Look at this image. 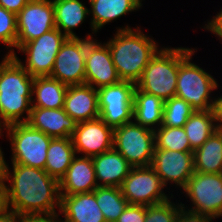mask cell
<instances>
[{"mask_svg":"<svg viewBox=\"0 0 222 222\" xmlns=\"http://www.w3.org/2000/svg\"><path fill=\"white\" fill-rule=\"evenodd\" d=\"M196 49L179 47V71L175 96L185 100L195 111L213 110V90L217 80L202 67L192 63Z\"/></svg>","mask_w":222,"mask_h":222,"instance_id":"cell-4","label":"cell"},{"mask_svg":"<svg viewBox=\"0 0 222 222\" xmlns=\"http://www.w3.org/2000/svg\"><path fill=\"white\" fill-rule=\"evenodd\" d=\"M68 86L50 76L34 77L32 107L58 109L64 107Z\"/></svg>","mask_w":222,"mask_h":222,"instance_id":"cell-26","label":"cell"},{"mask_svg":"<svg viewBox=\"0 0 222 222\" xmlns=\"http://www.w3.org/2000/svg\"><path fill=\"white\" fill-rule=\"evenodd\" d=\"M113 148L117 150L132 167L151 166L155 150L154 131L134 120L114 128Z\"/></svg>","mask_w":222,"mask_h":222,"instance_id":"cell-7","label":"cell"},{"mask_svg":"<svg viewBox=\"0 0 222 222\" xmlns=\"http://www.w3.org/2000/svg\"><path fill=\"white\" fill-rule=\"evenodd\" d=\"M86 38L85 84L98 89L121 81L107 43Z\"/></svg>","mask_w":222,"mask_h":222,"instance_id":"cell-15","label":"cell"},{"mask_svg":"<svg viewBox=\"0 0 222 222\" xmlns=\"http://www.w3.org/2000/svg\"><path fill=\"white\" fill-rule=\"evenodd\" d=\"M5 163L6 160L0 147V181H4Z\"/></svg>","mask_w":222,"mask_h":222,"instance_id":"cell-41","label":"cell"},{"mask_svg":"<svg viewBox=\"0 0 222 222\" xmlns=\"http://www.w3.org/2000/svg\"><path fill=\"white\" fill-rule=\"evenodd\" d=\"M16 49L56 28L51 0H30L16 15Z\"/></svg>","mask_w":222,"mask_h":222,"instance_id":"cell-13","label":"cell"},{"mask_svg":"<svg viewBox=\"0 0 222 222\" xmlns=\"http://www.w3.org/2000/svg\"><path fill=\"white\" fill-rule=\"evenodd\" d=\"M63 109L77 123L99 118L97 89L87 84L68 86Z\"/></svg>","mask_w":222,"mask_h":222,"instance_id":"cell-19","label":"cell"},{"mask_svg":"<svg viewBox=\"0 0 222 222\" xmlns=\"http://www.w3.org/2000/svg\"><path fill=\"white\" fill-rule=\"evenodd\" d=\"M180 214L178 216L177 222H213L214 217L203 215L201 213L186 210L185 204L181 202Z\"/></svg>","mask_w":222,"mask_h":222,"instance_id":"cell-35","label":"cell"},{"mask_svg":"<svg viewBox=\"0 0 222 222\" xmlns=\"http://www.w3.org/2000/svg\"><path fill=\"white\" fill-rule=\"evenodd\" d=\"M16 222H58V214H55V215H18Z\"/></svg>","mask_w":222,"mask_h":222,"instance_id":"cell-36","label":"cell"},{"mask_svg":"<svg viewBox=\"0 0 222 222\" xmlns=\"http://www.w3.org/2000/svg\"><path fill=\"white\" fill-rule=\"evenodd\" d=\"M145 219V205L128 204L116 222H144Z\"/></svg>","mask_w":222,"mask_h":222,"instance_id":"cell-34","label":"cell"},{"mask_svg":"<svg viewBox=\"0 0 222 222\" xmlns=\"http://www.w3.org/2000/svg\"><path fill=\"white\" fill-rule=\"evenodd\" d=\"M179 71V47H162L145 67L136 87L163 101L175 97Z\"/></svg>","mask_w":222,"mask_h":222,"instance_id":"cell-5","label":"cell"},{"mask_svg":"<svg viewBox=\"0 0 222 222\" xmlns=\"http://www.w3.org/2000/svg\"><path fill=\"white\" fill-rule=\"evenodd\" d=\"M11 164L12 170L5 163L6 206L17 216L59 214L56 211L57 208L60 211L59 181L43 169Z\"/></svg>","mask_w":222,"mask_h":222,"instance_id":"cell-1","label":"cell"},{"mask_svg":"<svg viewBox=\"0 0 222 222\" xmlns=\"http://www.w3.org/2000/svg\"><path fill=\"white\" fill-rule=\"evenodd\" d=\"M98 187L92 157L75 156L59 181L60 195L90 193Z\"/></svg>","mask_w":222,"mask_h":222,"instance_id":"cell-17","label":"cell"},{"mask_svg":"<svg viewBox=\"0 0 222 222\" xmlns=\"http://www.w3.org/2000/svg\"><path fill=\"white\" fill-rule=\"evenodd\" d=\"M17 215L7 206L0 211V222H16Z\"/></svg>","mask_w":222,"mask_h":222,"instance_id":"cell-39","label":"cell"},{"mask_svg":"<svg viewBox=\"0 0 222 222\" xmlns=\"http://www.w3.org/2000/svg\"><path fill=\"white\" fill-rule=\"evenodd\" d=\"M60 211L67 222H106L93 192L60 195Z\"/></svg>","mask_w":222,"mask_h":222,"instance_id":"cell-21","label":"cell"},{"mask_svg":"<svg viewBox=\"0 0 222 222\" xmlns=\"http://www.w3.org/2000/svg\"><path fill=\"white\" fill-rule=\"evenodd\" d=\"M95 177L100 187H119L132 166L114 148L92 157Z\"/></svg>","mask_w":222,"mask_h":222,"instance_id":"cell-20","label":"cell"},{"mask_svg":"<svg viewBox=\"0 0 222 222\" xmlns=\"http://www.w3.org/2000/svg\"><path fill=\"white\" fill-rule=\"evenodd\" d=\"M66 39L67 37L63 33L54 28L37 39L23 44L17 50L26 55L25 64L17 57L16 53L12 56L32 77L50 76L56 55Z\"/></svg>","mask_w":222,"mask_h":222,"instance_id":"cell-8","label":"cell"},{"mask_svg":"<svg viewBox=\"0 0 222 222\" xmlns=\"http://www.w3.org/2000/svg\"><path fill=\"white\" fill-rule=\"evenodd\" d=\"M27 123L51 138H71L77 126V122L63 108L32 107Z\"/></svg>","mask_w":222,"mask_h":222,"instance_id":"cell-18","label":"cell"},{"mask_svg":"<svg viewBox=\"0 0 222 222\" xmlns=\"http://www.w3.org/2000/svg\"><path fill=\"white\" fill-rule=\"evenodd\" d=\"M189 197L188 210L219 218L222 216V173L194 172L182 193ZM194 205V206H193Z\"/></svg>","mask_w":222,"mask_h":222,"instance_id":"cell-10","label":"cell"},{"mask_svg":"<svg viewBox=\"0 0 222 222\" xmlns=\"http://www.w3.org/2000/svg\"><path fill=\"white\" fill-rule=\"evenodd\" d=\"M183 128L193 151L200 148L218 129L213 110L195 111Z\"/></svg>","mask_w":222,"mask_h":222,"instance_id":"cell-28","label":"cell"},{"mask_svg":"<svg viewBox=\"0 0 222 222\" xmlns=\"http://www.w3.org/2000/svg\"><path fill=\"white\" fill-rule=\"evenodd\" d=\"M112 61L122 81L137 83L145 67L160 50L158 44L140 27L132 29L129 25L116 30L114 37L106 42Z\"/></svg>","mask_w":222,"mask_h":222,"instance_id":"cell-3","label":"cell"},{"mask_svg":"<svg viewBox=\"0 0 222 222\" xmlns=\"http://www.w3.org/2000/svg\"><path fill=\"white\" fill-rule=\"evenodd\" d=\"M165 202L146 206V219L144 222H177L180 214L181 202L173 203L171 198Z\"/></svg>","mask_w":222,"mask_h":222,"instance_id":"cell-32","label":"cell"},{"mask_svg":"<svg viewBox=\"0 0 222 222\" xmlns=\"http://www.w3.org/2000/svg\"><path fill=\"white\" fill-rule=\"evenodd\" d=\"M86 38L93 39V35L66 39L56 55L51 78L67 86L85 84Z\"/></svg>","mask_w":222,"mask_h":222,"instance_id":"cell-12","label":"cell"},{"mask_svg":"<svg viewBox=\"0 0 222 222\" xmlns=\"http://www.w3.org/2000/svg\"><path fill=\"white\" fill-rule=\"evenodd\" d=\"M135 87V83L121 80L98 88L99 118L113 129L131 122Z\"/></svg>","mask_w":222,"mask_h":222,"instance_id":"cell-9","label":"cell"},{"mask_svg":"<svg viewBox=\"0 0 222 222\" xmlns=\"http://www.w3.org/2000/svg\"><path fill=\"white\" fill-rule=\"evenodd\" d=\"M3 132L1 131V129H0V137L2 136V135H4V134H2Z\"/></svg>","mask_w":222,"mask_h":222,"instance_id":"cell-43","label":"cell"},{"mask_svg":"<svg viewBox=\"0 0 222 222\" xmlns=\"http://www.w3.org/2000/svg\"><path fill=\"white\" fill-rule=\"evenodd\" d=\"M155 148L193 152L183 127L160 126L154 131Z\"/></svg>","mask_w":222,"mask_h":222,"instance_id":"cell-30","label":"cell"},{"mask_svg":"<svg viewBox=\"0 0 222 222\" xmlns=\"http://www.w3.org/2000/svg\"><path fill=\"white\" fill-rule=\"evenodd\" d=\"M6 207L4 182L0 181V211Z\"/></svg>","mask_w":222,"mask_h":222,"instance_id":"cell-40","label":"cell"},{"mask_svg":"<svg viewBox=\"0 0 222 222\" xmlns=\"http://www.w3.org/2000/svg\"><path fill=\"white\" fill-rule=\"evenodd\" d=\"M91 9L89 14H92L91 29L92 34L98 32L107 23L125 16L129 12L137 11L142 7L143 0H88Z\"/></svg>","mask_w":222,"mask_h":222,"instance_id":"cell-22","label":"cell"},{"mask_svg":"<svg viewBox=\"0 0 222 222\" xmlns=\"http://www.w3.org/2000/svg\"><path fill=\"white\" fill-rule=\"evenodd\" d=\"M17 39L16 14L0 6V42L6 45L8 55H14Z\"/></svg>","mask_w":222,"mask_h":222,"instance_id":"cell-33","label":"cell"},{"mask_svg":"<svg viewBox=\"0 0 222 222\" xmlns=\"http://www.w3.org/2000/svg\"><path fill=\"white\" fill-rule=\"evenodd\" d=\"M93 193L106 222H116L129 204L119 187L98 186Z\"/></svg>","mask_w":222,"mask_h":222,"instance_id":"cell-29","label":"cell"},{"mask_svg":"<svg viewBox=\"0 0 222 222\" xmlns=\"http://www.w3.org/2000/svg\"><path fill=\"white\" fill-rule=\"evenodd\" d=\"M151 167L159 175L165 188L172 182L183 190L195 172L193 152L155 148Z\"/></svg>","mask_w":222,"mask_h":222,"instance_id":"cell-14","label":"cell"},{"mask_svg":"<svg viewBox=\"0 0 222 222\" xmlns=\"http://www.w3.org/2000/svg\"><path fill=\"white\" fill-rule=\"evenodd\" d=\"M76 156L71 138H52L47 151L44 170L60 181Z\"/></svg>","mask_w":222,"mask_h":222,"instance_id":"cell-27","label":"cell"},{"mask_svg":"<svg viewBox=\"0 0 222 222\" xmlns=\"http://www.w3.org/2000/svg\"><path fill=\"white\" fill-rule=\"evenodd\" d=\"M29 1L30 0H0V6L17 15Z\"/></svg>","mask_w":222,"mask_h":222,"instance_id":"cell-37","label":"cell"},{"mask_svg":"<svg viewBox=\"0 0 222 222\" xmlns=\"http://www.w3.org/2000/svg\"><path fill=\"white\" fill-rule=\"evenodd\" d=\"M113 132L101 118L77 123L71 136L75 153L93 157L112 149Z\"/></svg>","mask_w":222,"mask_h":222,"instance_id":"cell-16","label":"cell"},{"mask_svg":"<svg viewBox=\"0 0 222 222\" xmlns=\"http://www.w3.org/2000/svg\"><path fill=\"white\" fill-rule=\"evenodd\" d=\"M213 112L216 119L218 128H222V95L218 98H214Z\"/></svg>","mask_w":222,"mask_h":222,"instance_id":"cell-38","label":"cell"},{"mask_svg":"<svg viewBox=\"0 0 222 222\" xmlns=\"http://www.w3.org/2000/svg\"><path fill=\"white\" fill-rule=\"evenodd\" d=\"M52 3L56 28L67 38H78L73 30L90 16L89 9L80 0H56Z\"/></svg>","mask_w":222,"mask_h":222,"instance_id":"cell-24","label":"cell"},{"mask_svg":"<svg viewBox=\"0 0 222 222\" xmlns=\"http://www.w3.org/2000/svg\"><path fill=\"white\" fill-rule=\"evenodd\" d=\"M33 82L34 77L13 56L6 54L0 63V129L28 121Z\"/></svg>","mask_w":222,"mask_h":222,"instance_id":"cell-2","label":"cell"},{"mask_svg":"<svg viewBox=\"0 0 222 222\" xmlns=\"http://www.w3.org/2000/svg\"><path fill=\"white\" fill-rule=\"evenodd\" d=\"M59 217H60V215L58 214V222H67L66 220L60 219Z\"/></svg>","mask_w":222,"mask_h":222,"instance_id":"cell-42","label":"cell"},{"mask_svg":"<svg viewBox=\"0 0 222 222\" xmlns=\"http://www.w3.org/2000/svg\"><path fill=\"white\" fill-rule=\"evenodd\" d=\"M194 112L185 100L171 97L164 101L162 126L183 127Z\"/></svg>","mask_w":222,"mask_h":222,"instance_id":"cell-31","label":"cell"},{"mask_svg":"<svg viewBox=\"0 0 222 222\" xmlns=\"http://www.w3.org/2000/svg\"><path fill=\"white\" fill-rule=\"evenodd\" d=\"M3 130L11 143L12 163L44 170L51 137L27 122L7 125Z\"/></svg>","mask_w":222,"mask_h":222,"instance_id":"cell-6","label":"cell"},{"mask_svg":"<svg viewBox=\"0 0 222 222\" xmlns=\"http://www.w3.org/2000/svg\"><path fill=\"white\" fill-rule=\"evenodd\" d=\"M164 101L135 87L133 119L142 127L155 131L162 125Z\"/></svg>","mask_w":222,"mask_h":222,"instance_id":"cell-23","label":"cell"},{"mask_svg":"<svg viewBox=\"0 0 222 222\" xmlns=\"http://www.w3.org/2000/svg\"><path fill=\"white\" fill-rule=\"evenodd\" d=\"M195 172L222 173V128H218L203 143L193 151Z\"/></svg>","mask_w":222,"mask_h":222,"instance_id":"cell-25","label":"cell"},{"mask_svg":"<svg viewBox=\"0 0 222 222\" xmlns=\"http://www.w3.org/2000/svg\"><path fill=\"white\" fill-rule=\"evenodd\" d=\"M159 175L151 166L132 167L120 189L129 204L155 205L169 200Z\"/></svg>","mask_w":222,"mask_h":222,"instance_id":"cell-11","label":"cell"}]
</instances>
